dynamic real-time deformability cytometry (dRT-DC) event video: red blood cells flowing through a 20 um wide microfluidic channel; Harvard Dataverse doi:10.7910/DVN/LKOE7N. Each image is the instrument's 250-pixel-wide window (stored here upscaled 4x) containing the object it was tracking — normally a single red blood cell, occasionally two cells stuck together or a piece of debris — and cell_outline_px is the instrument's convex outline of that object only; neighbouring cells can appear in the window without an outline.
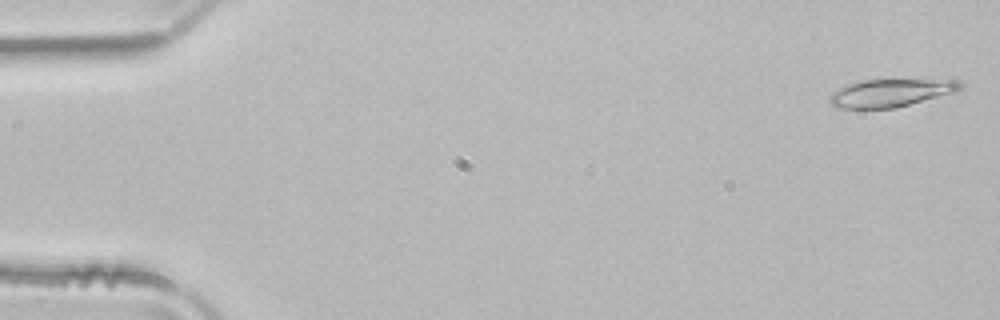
{"species": "common noctule bat (a hibernating species)", "species_latin": "Nyctalus noctula", "temperature_condition": "room temperature", "stored_images_in_passage": 13, "camera_frame_rate_fps": 3000, "um_per_image_px": 0.085, "animal": {"sex": "male", "body_mass_g": 21.5, "forearm_length_mm": 52.0}, "frame": {"image": 1, "passage_image": 1, "time_ms": 0.0, "image_size_px": [1000, 320], "cell_outline_px": [[960, 88], [956, 92], [896, 108], [836, 108], [828, 100], [828, 96], [832, 92], [848, 84], [864, 80], [956, 80], [960, 84]], "centroid_in_image_um": [75.66, 7.91], "position_along_channel_um": 9.3, "area_um2": 20.87}}